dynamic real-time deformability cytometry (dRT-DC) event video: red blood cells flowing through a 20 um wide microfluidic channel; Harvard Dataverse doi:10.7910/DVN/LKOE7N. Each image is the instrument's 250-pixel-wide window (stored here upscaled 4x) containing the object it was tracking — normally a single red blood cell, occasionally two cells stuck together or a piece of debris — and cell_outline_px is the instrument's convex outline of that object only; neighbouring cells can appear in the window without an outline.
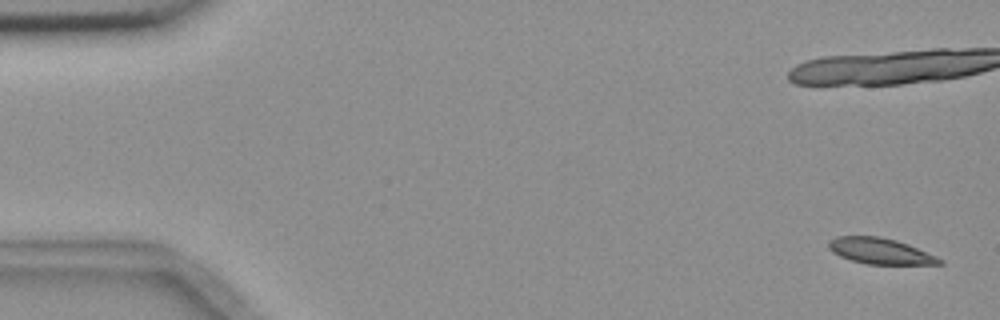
{"species": "common noctule bat (a hibernating species)", "species_latin": "Nyctalus noctula", "temperature_condition": "room temperature", "stored_images_in_passage": 6, "camera_frame_rate_fps": 3000, "um_per_image_px": 0.085, "animal": {"sex": "female", "body_mass_g": 18.4}, "frame": {"image": 1, "passage_image": 1, "time_ms": 0.0, "image_size_px": [1000, 320], "cell_outline_px": [[944, 264], [868, 264], [852, 260], [840, 256], [832, 252], [828, 248], [828, 240], [836, 236], [880, 236], [896, 240], [908, 244], [936, 256], [944, 260]], "centroid_in_image_um": [74.8, 21.33], "position_along_channel_um": 10.2, "area_um2": 16.76}}